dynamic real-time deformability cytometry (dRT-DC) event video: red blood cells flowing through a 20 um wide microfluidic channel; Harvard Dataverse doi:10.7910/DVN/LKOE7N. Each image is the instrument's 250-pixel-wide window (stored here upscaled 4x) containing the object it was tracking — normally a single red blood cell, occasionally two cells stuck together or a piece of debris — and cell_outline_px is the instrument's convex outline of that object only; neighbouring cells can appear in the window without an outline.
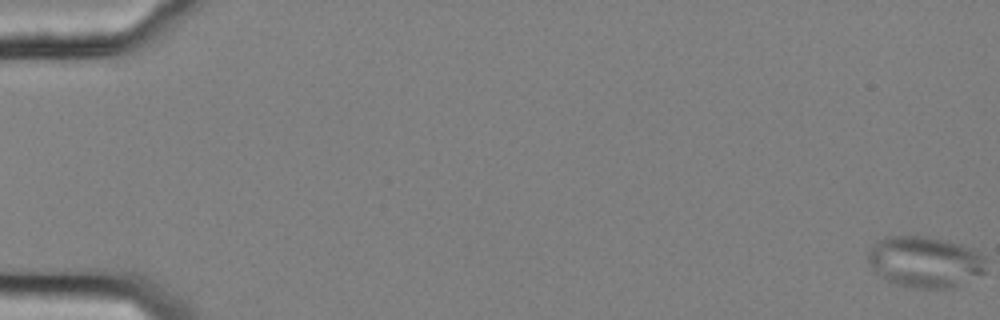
{"species": "common noctule bat (a hibernating species)", "species_latin": "Nyctalus noctula", "temperature_condition": "cold", "stored_images_in_passage": 1, "camera_frame_rate_fps": 3000, "um_per_image_px": 0.085, "animal": {"sex": "female", "body_mass_g": 25.1}, "frame": {"image": 1, "passage_image": 1, "time_ms": 0.0, "image_size_px": [1000, 320], "cell_outline_px": [[984, 272], [952, 288], [908, 288], [892, 284], [880, 276], [876, 272], [868, 260], [868, 252], [872, 244], [884, 236], [928, 236], [960, 244], [972, 248], [984, 256]], "centroid_in_image_um": [78.57, 22.26], "position_along_channel_um": 6.4, "area_um2": 35.26}}